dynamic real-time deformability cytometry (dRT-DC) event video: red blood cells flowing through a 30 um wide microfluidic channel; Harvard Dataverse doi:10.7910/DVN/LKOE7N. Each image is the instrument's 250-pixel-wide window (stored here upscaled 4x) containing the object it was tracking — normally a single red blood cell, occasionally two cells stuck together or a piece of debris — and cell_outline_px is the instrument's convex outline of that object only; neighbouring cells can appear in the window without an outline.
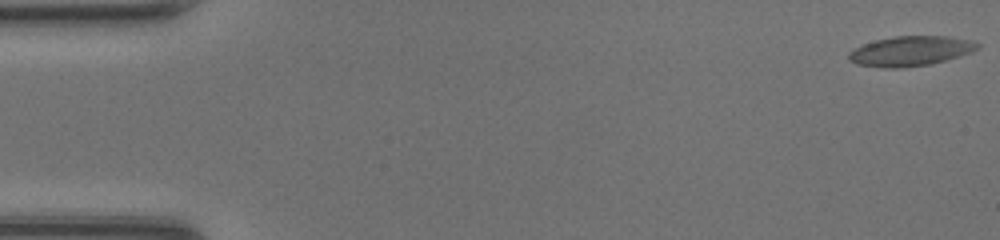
{"species": "common noctule bat (a hibernating species)", "species_latin": "Nyctalus noctula", "temperature_condition": "room temperature", "stored_images_in_passage": 3, "camera_frame_rate_fps": 3000, "um_per_image_px": 0.085, "animal": {"sex": "female", "body_mass_g": 20.0, "forearm_length_mm": 54.0}, "frame": {"image": 1, "passage_image": 1, "time_ms": 0.0, "image_size_px": [1000, 240], "cell_outline_px": [[980, 48], [972, 52], [960, 56], [932, 64], [900, 68], [884, 68], [856, 64], [848, 60], [848, 52], [864, 44], [876, 40], [896, 36], [948, 36], [972, 40], [980, 44]], "centroid_in_image_um": [77.42, 4.34], "position_along_channel_um": 7.6, "area_um2": 22.54}}